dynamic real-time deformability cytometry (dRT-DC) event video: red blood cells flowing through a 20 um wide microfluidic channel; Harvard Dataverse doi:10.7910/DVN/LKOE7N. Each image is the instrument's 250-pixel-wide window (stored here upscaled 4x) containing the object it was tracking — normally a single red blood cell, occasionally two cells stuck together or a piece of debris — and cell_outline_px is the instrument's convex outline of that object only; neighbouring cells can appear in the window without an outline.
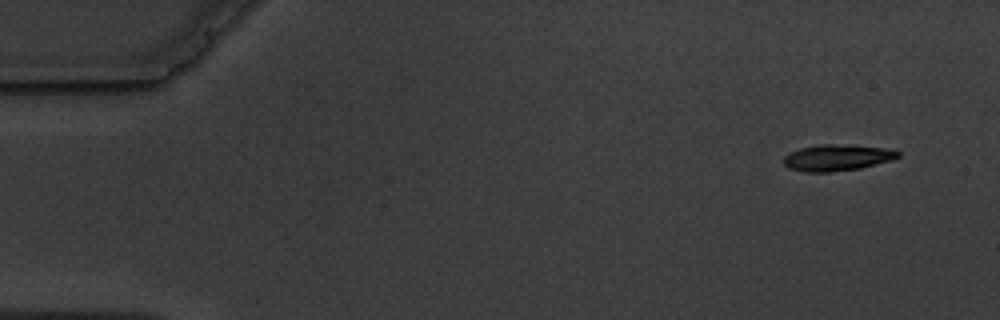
{"species": "common noctule bat (a hibernating species)", "species_latin": "Nyctalus noctula", "temperature_condition": "warm", "stored_images_in_passage": 5, "segment_of_instrument_passage": [1, 2], "camera_frame_rate_fps": 3000, "um_per_image_px": 0.085, "animal": {"sex": "male", "body_mass_g": 19.5, "forearm_length_mm": 54.6}, "frame": {"image": 1, "passage_image": 1, "time_ms": 0.0, "image_size_px": [1000, 320], "cell_outline_px": [[900, 156], [892, 160], [860, 168], [828, 172], [804, 172], [788, 168], [784, 164], [784, 156], [800, 148], [820, 144], [828, 144], [884, 148], [900, 152]], "centroid_in_image_um": [71.12, 13.41], "position_along_channel_um": 13.9, "area_um2": 17.22}}
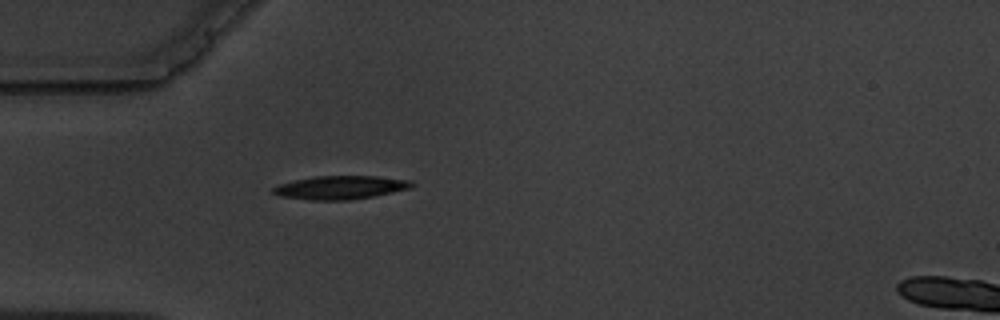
{"frame": {"image": 2, "passage_image": 4, "time_ms": 4.333, "image_size_px": [1000, 320], "cell_outline_px": [[416, 184], [412, 188], [372, 196], [348, 200], [312, 200], [280, 196], [272, 192], [272, 188], [280, 184], [312, 176], [376, 176], [412, 180]], "centroid_in_image_um": [28.98, 15.93], "position_along_channel_um": 56.0, "area_um2": 18.9}}